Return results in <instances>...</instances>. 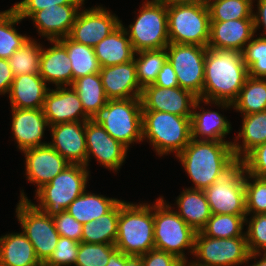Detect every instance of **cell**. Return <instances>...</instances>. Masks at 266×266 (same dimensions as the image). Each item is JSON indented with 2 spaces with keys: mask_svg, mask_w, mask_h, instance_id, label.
Instances as JSON below:
<instances>
[{
  "mask_svg": "<svg viewBox=\"0 0 266 266\" xmlns=\"http://www.w3.org/2000/svg\"><path fill=\"white\" fill-rule=\"evenodd\" d=\"M94 51L101 67L124 64L133 60L135 52L122 20L114 31L94 46Z\"/></svg>",
  "mask_w": 266,
  "mask_h": 266,
  "instance_id": "27",
  "label": "cell"
},
{
  "mask_svg": "<svg viewBox=\"0 0 266 266\" xmlns=\"http://www.w3.org/2000/svg\"><path fill=\"white\" fill-rule=\"evenodd\" d=\"M120 24L119 17L102 5L89 9L82 6L68 37L77 43L94 47Z\"/></svg>",
  "mask_w": 266,
  "mask_h": 266,
  "instance_id": "14",
  "label": "cell"
},
{
  "mask_svg": "<svg viewBox=\"0 0 266 266\" xmlns=\"http://www.w3.org/2000/svg\"><path fill=\"white\" fill-rule=\"evenodd\" d=\"M42 109L49 126L90 120L83 110L78 94L71 86L50 88Z\"/></svg>",
  "mask_w": 266,
  "mask_h": 266,
  "instance_id": "19",
  "label": "cell"
},
{
  "mask_svg": "<svg viewBox=\"0 0 266 266\" xmlns=\"http://www.w3.org/2000/svg\"><path fill=\"white\" fill-rule=\"evenodd\" d=\"M192 185L205 190L227 174L237 163L230 142L191 139L176 156Z\"/></svg>",
  "mask_w": 266,
  "mask_h": 266,
  "instance_id": "1",
  "label": "cell"
},
{
  "mask_svg": "<svg viewBox=\"0 0 266 266\" xmlns=\"http://www.w3.org/2000/svg\"><path fill=\"white\" fill-rule=\"evenodd\" d=\"M212 214H246L245 168L238 162L204 190Z\"/></svg>",
  "mask_w": 266,
  "mask_h": 266,
  "instance_id": "12",
  "label": "cell"
},
{
  "mask_svg": "<svg viewBox=\"0 0 266 266\" xmlns=\"http://www.w3.org/2000/svg\"><path fill=\"white\" fill-rule=\"evenodd\" d=\"M85 0H22L15 3L12 8L24 20L30 18L35 12L48 7H57L65 4H85Z\"/></svg>",
  "mask_w": 266,
  "mask_h": 266,
  "instance_id": "46",
  "label": "cell"
},
{
  "mask_svg": "<svg viewBox=\"0 0 266 266\" xmlns=\"http://www.w3.org/2000/svg\"><path fill=\"white\" fill-rule=\"evenodd\" d=\"M47 86L39 74L14 77L8 93L11 108L42 109L46 93L50 89Z\"/></svg>",
  "mask_w": 266,
  "mask_h": 266,
  "instance_id": "26",
  "label": "cell"
},
{
  "mask_svg": "<svg viewBox=\"0 0 266 266\" xmlns=\"http://www.w3.org/2000/svg\"><path fill=\"white\" fill-rule=\"evenodd\" d=\"M119 219V202L105 215L82 225L81 242L115 245Z\"/></svg>",
  "mask_w": 266,
  "mask_h": 266,
  "instance_id": "33",
  "label": "cell"
},
{
  "mask_svg": "<svg viewBox=\"0 0 266 266\" xmlns=\"http://www.w3.org/2000/svg\"><path fill=\"white\" fill-rule=\"evenodd\" d=\"M133 59L136 64L138 82L143 88L154 84L157 80L159 71L167 61L166 48L139 51L135 53Z\"/></svg>",
  "mask_w": 266,
  "mask_h": 266,
  "instance_id": "39",
  "label": "cell"
},
{
  "mask_svg": "<svg viewBox=\"0 0 266 266\" xmlns=\"http://www.w3.org/2000/svg\"><path fill=\"white\" fill-rule=\"evenodd\" d=\"M55 228L60 236L81 242L82 225L67 211L52 217Z\"/></svg>",
  "mask_w": 266,
  "mask_h": 266,
  "instance_id": "48",
  "label": "cell"
},
{
  "mask_svg": "<svg viewBox=\"0 0 266 266\" xmlns=\"http://www.w3.org/2000/svg\"><path fill=\"white\" fill-rule=\"evenodd\" d=\"M232 106L241 115L266 110V78L248 76Z\"/></svg>",
  "mask_w": 266,
  "mask_h": 266,
  "instance_id": "35",
  "label": "cell"
},
{
  "mask_svg": "<svg viewBox=\"0 0 266 266\" xmlns=\"http://www.w3.org/2000/svg\"><path fill=\"white\" fill-rule=\"evenodd\" d=\"M90 174L84 165L70 164L35 192L38 204L31 203L51 217L60 214L86 190Z\"/></svg>",
  "mask_w": 266,
  "mask_h": 266,
  "instance_id": "7",
  "label": "cell"
},
{
  "mask_svg": "<svg viewBox=\"0 0 266 266\" xmlns=\"http://www.w3.org/2000/svg\"><path fill=\"white\" fill-rule=\"evenodd\" d=\"M21 153L25 157V177L31 184H36L35 192L70 165L49 144L29 148Z\"/></svg>",
  "mask_w": 266,
  "mask_h": 266,
  "instance_id": "18",
  "label": "cell"
},
{
  "mask_svg": "<svg viewBox=\"0 0 266 266\" xmlns=\"http://www.w3.org/2000/svg\"><path fill=\"white\" fill-rule=\"evenodd\" d=\"M21 21L12 7L0 12V58L9 59L30 38L15 28Z\"/></svg>",
  "mask_w": 266,
  "mask_h": 266,
  "instance_id": "36",
  "label": "cell"
},
{
  "mask_svg": "<svg viewBox=\"0 0 266 266\" xmlns=\"http://www.w3.org/2000/svg\"><path fill=\"white\" fill-rule=\"evenodd\" d=\"M58 41L67 50L72 66L73 81L89 74L99 73L101 66L95 55L94 47L77 43L68 36Z\"/></svg>",
  "mask_w": 266,
  "mask_h": 266,
  "instance_id": "34",
  "label": "cell"
},
{
  "mask_svg": "<svg viewBox=\"0 0 266 266\" xmlns=\"http://www.w3.org/2000/svg\"><path fill=\"white\" fill-rule=\"evenodd\" d=\"M42 44L30 37L8 59L14 77L23 74H39Z\"/></svg>",
  "mask_w": 266,
  "mask_h": 266,
  "instance_id": "37",
  "label": "cell"
},
{
  "mask_svg": "<svg viewBox=\"0 0 266 266\" xmlns=\"http://www.w3.org/2000/svg\"><path fill=\"white\" fill-rule=\"evenodd\" d=\"M248 76L241 52L207 47L202 99L232 104Z\"/></svg>",
  "mask_w": 266,
  "mask_h": 266,
  "instance_id": "2",
  "label": "cell"
},
{
  "mask_svg": "<svg viewBox=\"0 0 266 266\" xmlns=\"http://www.w3.org/2000/svg\"><path fill=\"white\" fill-rule=\"evenodd\" d=\"M249 220V221H248ZM245 236L250 254L266 253V213L245 218Z\"/></svg>",
  "mask_w": 266,
  "mask_h": 266,
  "instance_id": "44",
  "label": "cell"
},
{
  "mask_svg": "<svg viewBox=\"0 0 266 266\" xmlns=\"http://www.w3.org/2000/svg\"><path fill=\"white\" fill-rule=\"evenodd\" d=\"M133 23L124 29L134 52L163 49L170 43L167 25V3L164 0H146L139 7Z\"/></svg>",
  "mask_w": 266,
  "mask_h": 266,
  "instance_id": "8",
  "label": "cell"
},
{
  "mask_svg": "<svg viewBox=\"0 0 266 266\" xmlns=\"http://www.w3.org/2000/svg\"><path fill=\"white\" fill-rule=\"evenodd\" d=\"M164 199L160 196L154 202L155 249L173 254L188 264L190 260L185 250L193 255L197 232L175 212L172 208L174 206L166 203Z\"/></svg>",
  "mask_w": 266,
  "mask_h": 266,
  "instance_id": "5",
  "label": "cell"
},
{
  "mask_svg": "<svg viewBox=\"0 0 266 266\" xmlns=\"http://www.w3.org/2000/svg\"><path fill=\"white\" fill-rule=\"evenodd\" d=\"M241 116V129L231 144L238 162L255 147L266 142V110Z\"/></svg>",
  "mask_w": 266,
  "mask_h": 266,
  "instance_id": "29",
  "label": "cell"
},
{
  "mask_svg": "<svg viewBox=\"0 0 266 266\" xmlns=\"http://www.w3.org/2000/svg\"><path fill=\"white\" fill-rule=\"evenodd\" d=\"M115 247L126 255L135 256L155 249L154 202L135 204L120 199Z\"/></svg>",
  "mask_w": 266,
  "mask_h": 266,
  "instance_id": "3",
  "label": "cell"
},
{
  "mask_svg": "<svg viewBox=\"0 0 266 266\" xmlns=\"http://www.w3.org/2000/svg\"><path fill=\"white\" fill-rule=\"evenodd\" d=\"M120 200L85 190L67 207V211L81 224L98 219L108 213Z\"/></svg>",
  "mask_w": 266,
  "mask_h": 266,
  "instance_id": "31",
  "label": "cell"
},
{
  "mask_svg": "<svg viewBox=\"0 0 266 266\" xmlns=\"http://www.w3.org/2000/svg\"><path fill=\"white\" fill-rule=\"evenodd\" d=\"M198 97L181 87L164 88L154 84L142 88V110L163 111L179 116L192 117Z\"/></svg>",
  "mask_w": 266,
  "mask_h": 266,
  "instance_id": "16",
  "label": "cell"
},
{
  "mask_svg": "<svg viewBox=\"0 0 266 266\" xmlns=\"http://www.w3.org/2000/svg\"><path fill=\"white\" fill-rule=\"evenodd\" d=\"M99 73L109 100L140 98L142 87L137 79L134 59L124 64L101 67Z\"/></svg>",
  "mask_w": 266,
  "mask_h": 266,
  "instance_id": "23",
  "label": "cell"
},
{
  "mask_svg": "<svg viewBox=\"0 0 266 266\" xmlns=\"http://www.w3.org/2000/svg\"><path fill=\"white\" fill-rule=\"evenodd\" d=\"M254 258V263H253ZM260 258V259H259ZM259 259V260H257ZM249 261H252V264L250 266H266V253H254L250 254L248 257V260L246 261L247 266H249Z\"/></svg>",
  "mask_w": 266,
  "mask_h": 266,
  "instance_id": "54",
  "label": "cell"
},
{
  "mask_svg": "<svg viewBox=\"0 0 266 266\" xmlns=\"http://www.w3.org/2000/svg\"><path fill=\"white\" fill-rule=\"evenodd\" d=\"M154 85L164 88L179 87L177 75L170 62L167 60L158 73Z\"/></svg>",
  "mask_w": 266,
  "mask_h": 266,
  "instance_id": "50",
  "label": "cell"
},
{
  "mask_svg": "<svg viewBox=\"0 0 266 266\" xmlns=\"http://www.w3.org/2000/svg\"><path fill=\"white\" fill-rule=\"evenodd\" d=\"M255 1L253 0V3ZM256 2L257 10L252 12L255 34L262 26L264 30L259 36L266 38V0H257Z\"/></svg>",
  "mask_w": 266,
  "mask_h": 266,
  "instance_id": "52",
  "label": "cell"
},
{
  "mask_svg": "<svg viewBox=\"0 0 266 266\" xmlns=\"http://www.w3.org/2000/svg\"><path fill=\"white\" fill-rule=\"evenodd\" d=\"M80 243L60 236L53 254L43 266H74Z\"/></svg>",
  "mask_w": 266,
  "mask_h": 266,
  "instance_id": "45",
  "label": "cell"
},
{
  "mask_svg": "<svg viewBox=\"0 0 266 266\" xmlns=\"http://www.w3.org/2000/svg\"><path fill=\"white\" fill-rule=\"evenodd\" d=\"M13 79L14 75L9 66L8 59L0 58V95L5 96V94L9 93Z\"/></svg>",
  "mask_w": 266,
  "mask_h": 266,
  "instance_id": "51",
  "label": "cell"
},
{
  "mask_svg": "<svg viewBox=\"0 0 266 266\" xmlns=\"http://www.w3.org/2000/svg\"><path fill=\"white\" fill-rule=\"evenodd\" d=\"M52 46H42L39 75L46 84L55 87L71 86L73 83L72 66L66 48L58 40H48Z\"/></svg>",
  "mask_w": 266,
  "mask_h": 266,
  "instance_id": "25",
  "label": "cell"
},
{
  "mask_svg": "<svg viewBox=\"0 0 266 266\" xmlns=\"http://www.w3.org/2000/svg\"><path fill=\"white\" fill-rule=\"evenodd\" d=\"M127 149L142 141V105L140 98L108 100L90 118Z\"/></svg>",
  "mask_w": 266,
  "mask_h": 266,
  "instance_id": "6",
  "label": "cell"
},
{
  "mask_svg": "<svg viewBox=\"0 0 266 266\" xmlns=\"http://www.w3.org/2000/svg\"><path fill=\"white\" fill-rule=\"evenodd\" d=\"M49 130L52 141L48 144L70 164L86 167L85 121L60 123L50 126Z\"/></svg>",
  "mask_w": 266,
  "mask_h": 266,
  "instance_id": "21",
  "label": "cell"
},
{
  "mask_svg": "<svg viewBox=\"0 0 266 266\" xmlns=\"http://www.w3.org/2000/svg\"><path fill=\"white\" fill-rule=\"evenodd\" d=\"M0 266H43L32 243L21 231L0 236Z\"/></svg>",
  "mask_w": 266,
  "mask_h": 266,
  "instance_id": "28",
  "label": "cell"
},
{
  "mask_svg": "<svg viewBox=\"0 0 266 266\" xmlns=\"http://www.w3.org/2000/svg\"><path fill=\"white\" fill-rule=\"evenodd\" d=\"M254 35L253 19L210 21V40L207 47L242 53Z\"/></svg>",
  "mask_w": 266,
  "mask_h": 266,
  "instance_id": "24",
  "label": "cell"
},
{
  "mask_svg": "<svg viewBox=\"0 0 266 266\" xmlns=\"http://www.w3.org/2000/svg\"><path fill=\"white\" fill-rule=\"evenodd\" d=\"M247 216L266 213V179L245 172Z\"/></svg>",
  "mask_w": 266,
  "mask_h": 266,
  "instance_id": "42",
  "label": "cell"
},
{
  "mask_svg": "<svg viewBox=\"0 0 266 266\" xmlns=\"http://www.w3.org/2000/svg\"><path fill=\"white\" fill-rule=\"evenodd\" d=\"M250 255L246 237L212 238L196 233L189 266H241Z\"/></svg>",
  "mask_w": 266,
  "mask_h": 266,
  "instance_id": "11",
  "label": "cell"
},
{
  "mask_svg": "<svg viewBox=\"0 0 266 266\" xmlns=\"http://www.w3.org/2000/svg\"><path fill=\"white\" fill-rule=\"evenodd\" d=\"M11 109L12 137L20 152L48 144L42 142L45 129L50 127L43 109Z\"/></svg>",
  "mask_w": 266,
  "mask_h": 266,
  "instance_id": "20",
  "label": "cell"
},
{
  "mask_svg": "<svg viewBox=\"0 0 266 266\" xmlns=\"http://www.w3.org/2000/svg\"><path fill=\"white\" fill-rule=\"evenodd\" d=\"M84 4H65L46 7L35 12L29 19L33 21L37 33L46 40H58L70 34L76 16Z\"/></svg>",
  "mask_w": 266,
  "mask_h": 266,
  "instance_id": "22",
  "label": "cell"
},
{
  "mask_svg": "<svg viewBox=\"0 0 266 266\" xmlns=\"http://www.w3.org/2000/svg\"><path fill=\"white\" fill-rule=\"evenodd\" d=\"M85 139L87 146L86 167L90 169L91 157L108 170L113 172L119 169L125 162L128 149L120 142L112 138L106 130L92 120L85 121Z\"/></svg>",
  "mask_w": 266,
  "mask_h": 266,
  "instance_id": "15",
  "label": "cell"
},
{
  "mask_svg": "<svg viewBox=\"0 0 266 266\" xmlns=\"http://www.w3.org/2000/svg\"><path fill=\"white\" fill-rule=\"evenodd\" d=\"M20 192V200L15 209L16 218L22 232L32 243L37 258L44 264L53 254L60 235L52 217L36 208L24 190Z\"/></svg>",
  "mask_w": 266,
  "mask_h": 266,
  "instance_id": "10",
  "label": "cell"
},
{
  "mask_svg": "<svg viewBox=\"0 0 266 266\" xmlns=\"http://www.w3.org/2000/svg\"><path fill=\"white\" fill-rule=\"evenodd\" d=\"M207 47L194 44L169 43L167 60L177 75L179 87L202 99L205 54Z\"/></svg>",
  "mask_w": 266,
  "mask_h": 266,
  "instance_id": "13",
  "label": "cell"
},
{
  "mask_svg": "<svg viewBox=\"0 0 266 266\" xmlns=\"http://www.w3.org/2000/svg\"><path fill=\"white\" fill-rule=\"evenodd\" d=\"M242 55L249 76L266 78V38L254 35L246 44Z\"/></svg>",
  "mask_w": 266,
  "mask_h": 266,
  "instance_id": "41",
  "label": "cell"
},
{
  "mask_svg": "<svg viewBox=\"0 0 266 266\" xmlns=\"http://www.w3.org/2000/svg\"><path fill=\"white\" fill-rule=\"evenodd\" d=\"M202 103H205L206 106L214 104L223 110L233 108L232 104L228 102H211L198 98L194 104L191 117L192 139L225 141L232 144L233 141H226L225 139L232 130L230 120L228 121L219 111L205 109V107H202Z\"/></svg>",
  "mask_w": 266,
  "mask_h": 266,
  "instance_id": "17",
  "label": "cell"
},
{
  "mask_svg": "<svg viewBox=\"0 0 266 266\" xmlns=\"http://www.w3.org/2000/svg\"><path fill=\"white\" fill-rule=\"evenodd\" d=\"M143 266H185L186 264L173 254L165 251L152 249L140 255Z\"/></svg>",
  "mask_w": 266,
  "mask_h": 266,
  "instance_id": "49",
  "label": "cell"
},
{
  "mask_svg": "<svg viewBox=\"0 0 266 266\" xmlns=\"http://www.w3.org/2000/svg\"><path fill=\"white\" fill-rule=\"evenodd\" d=\"M240 163L246 173L266 179V142L251 150Z\"/></svg>",
  "mask_w": 266,
  "mask_h": 266,
  "instance_id": "47",
  "label": "cell"
},
{
  "mask_svg": "<svg viewBox=\"0 0 266 266\" xmlns=\"http://www.w3.org/2000/svg\"><path fill=\"white\" fill-rule=\"evenodd\" d=\"M116 249L112 244L80 242L74 266H106Z\"/></svg>",
  "mask_w": 266,
  "mask_h": 266,
  "instance_id": "43",
  "label": "cell"
},
{
  "mask_svg": "<svg viewBox=\"0 0 266 266\" xmlns=\"http://www.w3.org/2000/svg\"><path fill=\"white\" fill-rule=\"evenodd\" d=\"M106 266H125V254L120 250H115L109 257Z\"/></svg>",
  "mask_w": 266,
  "mask_h": 266,
  "instance_id": "53",
  "label": "cell"
},
{
  "mask_svg": "<svg viewBox=\"0 0 266 266\" xmlns=\"http://www.w3.org/2000/svg\"><path fill=\"white\" fill-rule=\"evenodd\" d=\"M125 266H143L141 256L125 254Z\"/></svg>",
  "mask_w": 266,
  "mask_h": 266,
  "instance_id": "56",
  "label": "cell"
},
{
  "mask_svg": "<svg viewBox=\"0 0 266 266\" xmlns=\"http://www.w3.org/2000/svg\"><path fill=\"white\" fill-rule=\"evenodd\" d=\"M166 3L172 4H194L208 6L210 0H164Z\"/></svg>",
  "mask_w": 266,
  "mask_h": 266,
  "instance_id": "55",
  "label": "cell"
},
{
  "mask_svg": "<svg viewBox=\"0 0 266 266\" xmlns=\"http://www.w3.org/2000/svg\"><path fill=\"white\" fill-rule=\"evenodd\" d=\"M167 25L170 43L208 46L210 40L208 6L167 3Z\"/></svg>",
  "mask_w": 266,
  "mask_h": 266,
  "instance_id": "9",
  "label": "cell"
},
{
  "mask_svg": "<svg viewBox=\"0 0 266 266\" xmlns=\"http://www.w3.org/2000/svg\"><path fill=\"white\" fill-rule=\"evenodd\" d=\"M192 139L191 117L153 110H142V141L150 143L160 157H175Z\"/></svg>",
  "mask_w": 266,
  "mask_h": 266,
  "instance_id": "4",
  "label": "cell"
},
{
  "mask_svg": "<svg viewBox=\"0 0 266 266\" xmlns=\"http://www.w3.org/2000/svg\"><path fill=\"white\" fill-rule=\"evenodd\" d=\"M71 87L78 94L83 110L90 118L109 100L105 94L100 73L77 78L73 81Z\"/></svg>",
  "mask_w": 266,
  "mask_h": 266,
  "instance_id": "32",
  "label": "cell"
},
{
  "mask_svg": "<svg viewBox=\"0 0 266 266\" xmlns=\"http://www.w3.org/2000/svg\"><path fill=\"white\" fill-rule=\"evenodd\" d=\"M253 0H210V21L253 19Z\"/></svg>",
  "mask_w": 266,
  "mask_h": 266,
  "instance_id": "40",
  "label": "cell"
},
{
  "mask_svg": "<svg viewBox=\"0 0 266 266\" xmlns=\"http://www.w3.org/2000/svg\"><path fill=\"white\" fill-rule=\"evenodd\" d=\"M247 215L212 214L201 232L212 238L246 237L244 226Z\"/></svg>",
  "mask_w": 266,
  "mask_h": 266,
  "instance_id": "38",
  "label": "cell"
},
{
  "mask_svg": "<svg viewBox=\"0 0 266 266\" xmlns=\"http://www.w3.org/2000/svg\"><path fill=\"white\" fill-rule=\"evenodd\" d=\"M175 200L178 208L175 212L196 232L201 231L212 215L205 192L184 188Z\"/></svg>",
  "mask_w": 266,
  "mask_h": 266,
  "instance_id": "30",
  "label": "cell"
}]
</instances>
